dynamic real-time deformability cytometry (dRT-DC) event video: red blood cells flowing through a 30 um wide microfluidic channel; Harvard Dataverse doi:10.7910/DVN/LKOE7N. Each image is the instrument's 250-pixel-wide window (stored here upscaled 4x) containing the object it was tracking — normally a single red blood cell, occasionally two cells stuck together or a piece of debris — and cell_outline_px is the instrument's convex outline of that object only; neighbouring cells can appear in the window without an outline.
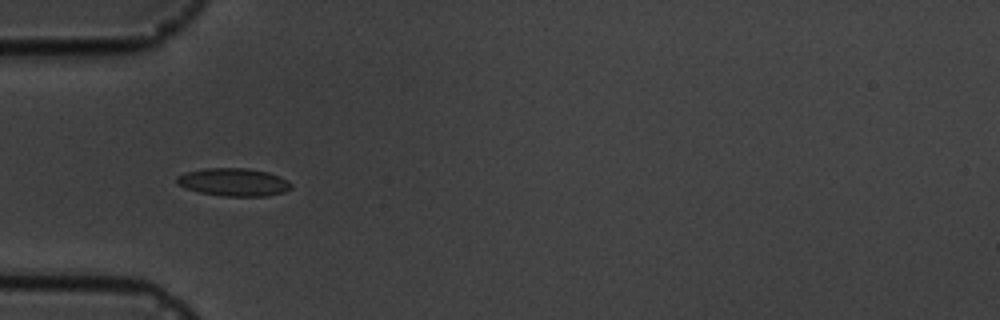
{"species": "common noctule bat (a hibernating species)", "species_latin": "Nyctalus noctula", "temperature_condition": "cold", "stored_images_in_passage": 7, "camera_frame_rate_fps": 3000, "um_per_image_px": 0.085, "animal": {"sex": "male", "body_mass_g": 19.5, "forearm_length_mm": 54.6}, "frame": {"image": 1, "passage_image": 6, "time_ms": 5.667, "image_size_px": [1000, 320], "cell_outline_px": [[292, 188], [284, 192], [268, 196], [224, 196], [200, 192], [176, 184], [176, 176], [184, 172], [204, 168], [248, 168], [268, 172], [280, 176], [288, 180], [292, 184]], "centroid_in_image_um": [19.88, 15.47], "position_along_channel_um": 65.1, "area_um2": 18.73}}
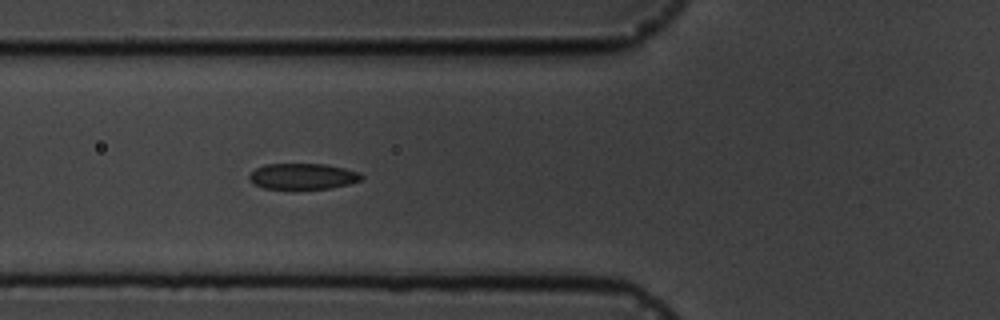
{"frame": {"image": 2, "passage_image": 7, "time_ms": 6.667, "image_size_px": [1000, 320], "cell_outline_px": [[364, 176], [360, 180], [348, 184], [328, 188], [264, 188], [252, 184], [248, 180], [248, 176], [256, 168], [264, 164], [324, 164], [344, 168], [360, 172]], "centroid_in_image_um": [25.7, 14.97], "position_along_channel_um": 100.1, "area_um2": 16.82}}